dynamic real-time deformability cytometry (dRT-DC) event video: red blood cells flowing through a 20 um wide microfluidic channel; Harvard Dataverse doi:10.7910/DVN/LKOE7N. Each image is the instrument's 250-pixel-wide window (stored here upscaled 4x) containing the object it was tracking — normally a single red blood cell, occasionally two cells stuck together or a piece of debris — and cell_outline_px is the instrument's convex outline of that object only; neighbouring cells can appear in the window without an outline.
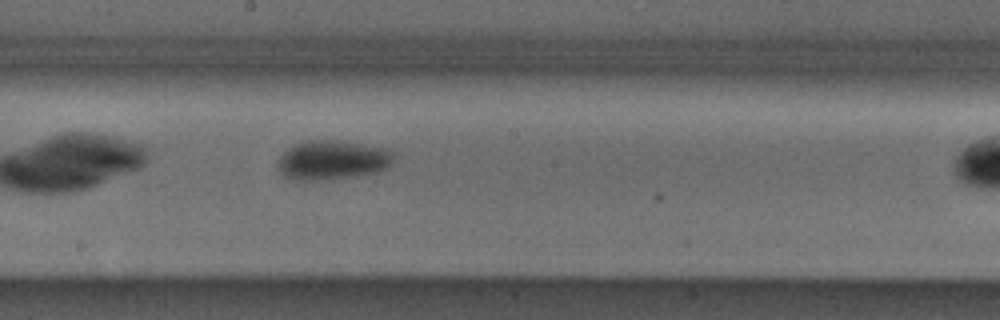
{"species": "Egyptian fruit bat (a non-hibernating species)", "species_latin": "Rousettus aegyptiacus", "temperature_condition": "cold", "stored_images_in_passage": 26, "camera_frame_rate_fps": 3000, "um_per_image_px": 0.085, "animal": {"sex": "male"}, "frame": {"image": 1, "passage_image": 12, "time_ms": 3.667, "image_size_px": [1000, 320], "cell_outline_px": [[392, 156], [388, 164], [384, 168], [376, 172], [344, 176], [304, 180], [300, 180], [284, 176], [280, 172], [276, 164], [280, 156], [288, 148], [296, 144], [308, 140], [340, 140], [384, 148]], "centroid_in_image_um": [28.15, 13.57], "position_along_channel_um": 220.1, "area_um2": 25.49}}
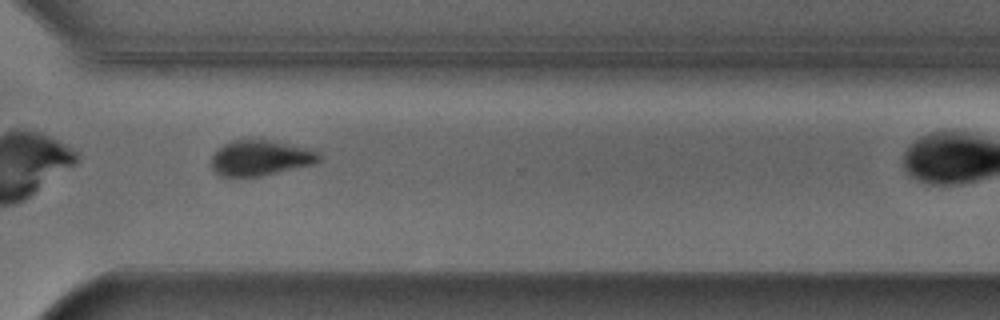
{"frame": {"image": 2, "passage_image": 22, "time_ms": 7.0, "image_size_px": [1000, 320], "cell_outline_px": [[320, 160], [312, 164], [260, 176], [220, 176], [212, 168], [212, 156], [224, 144], [232, 140], [248, 136], [272, 140], [304, 148], [316, 152], [320, 156]], "centroid_in_image_um": [22.07, 13.38], "position_along_channel_um": 348.5, "area_um2": 22.2}}